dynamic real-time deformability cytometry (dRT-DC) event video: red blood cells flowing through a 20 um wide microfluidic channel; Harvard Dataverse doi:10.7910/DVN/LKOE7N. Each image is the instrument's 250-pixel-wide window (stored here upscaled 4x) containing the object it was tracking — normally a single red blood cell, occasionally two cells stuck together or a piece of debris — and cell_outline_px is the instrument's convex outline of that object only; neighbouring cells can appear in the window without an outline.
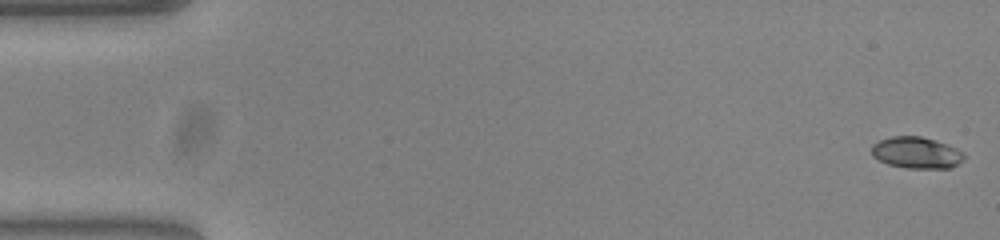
{"species": "common noctule bat (a hibernating species)", "species_latin": "Nyctalus noctula", "temperature_condition": "warm", "stored_images_in_passage": 55, "segment_of_instrument_passage": [1, 2], "camera_frame_rate_fps": 3000, "um_per_image_px": 0.085, "animal": {"sex": "female", "body_mass_g": 23.0, "forearm_length_mm": 53.4}, "frame": {"image": 1, "passage_image": 1, "time_ms": 0.0, "image_size_px": [1000, 240], "cell_outline_px": [[964, 160], [952, 168], [908, 168], [888, 164], [872, 156], [872, 144], [880, 140], [892, 136], [920, 136], [948, 144], [964, 152]], "centroid_in_image_um": [77.92, 12.98], "position_along_channel_um": 7.1, "area_um2": 16.99}}
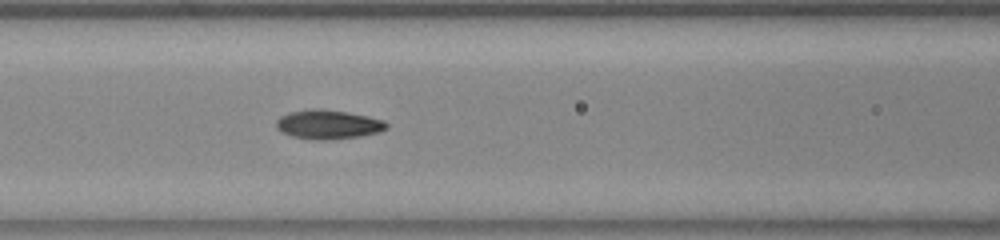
{"frame": {"image": 2, "passage_image": 23, "time_ms": 7.333, "image_size_px": [1000, 240], "cell_outline_px": [[388, 128], [380, 132], [360, 136], [332, 140], [316, 140], [292, 136], [280, 132], [276, 128], [276, 120], [280, 116], [288, 112], [312, 108], [320, 108], [368, 116], [384, 120], [388, 124]], "centroid_in_image_um": [27.88, 10.58], "position_along_channel_um": 138.7, "area_um2": 18.96}}
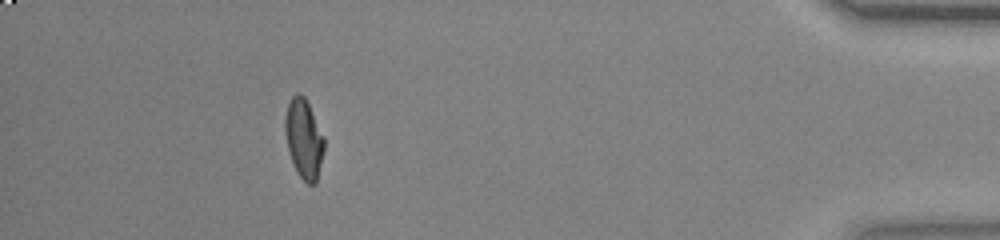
{"frame": {"image": 3, "passage_image": 49, "time_ms": 16.0, "image_size_px": [1000, 240], "cell_outline_px": [[324, 152], [316, 184], [308, 184], [296, 172], [288, 152], [284, 128], [284, 120], [288, 104], [292, 96], [296, 92], [300, 92], [304, 96], [324, 136]], "centroid_in_image_um": [25.82, 11.8], "position_along_channel_um": 409.4, "area_um2": 18.21}}